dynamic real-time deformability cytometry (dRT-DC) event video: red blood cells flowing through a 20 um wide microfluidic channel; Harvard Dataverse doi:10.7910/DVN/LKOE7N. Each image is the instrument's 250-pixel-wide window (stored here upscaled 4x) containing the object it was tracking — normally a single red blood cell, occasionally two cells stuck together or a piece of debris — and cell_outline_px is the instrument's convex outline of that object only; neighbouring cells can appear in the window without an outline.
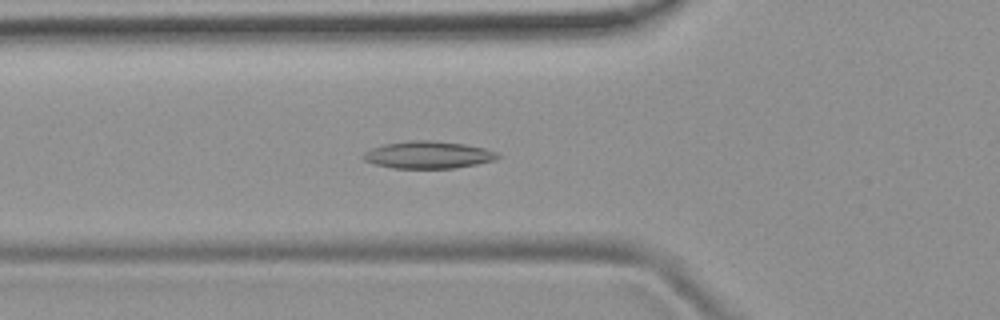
{"species": "common noctule bat (a hibernating species)", "species_latin": "Nyctalus noctula", "temperature_condition": "room temperature", "stored_images_in_passage": 25, "camera_frame_rate_fps": 3000, "um_per_image_px": 0.085, "animal": {"sex": "female", "body_mass_g": 19.9}, "frame": {"image": 1, "passage_image": 18, "time_ms": 5.667, "image_size_px": [1000, 320], "cell_outline_px": [[500, 156], [496, 160], [456, 168], [392, 168], [376, 164], [364, 160], [364, 152], [372, 148], [384, 144], [412, 140], [432, 140], [464, 144], [484, 148], [496, 152]], "centroid_in_image_um": [36.41, 13.16], "position_along_channel_um": 89.4, "area_um2": 21.21}}
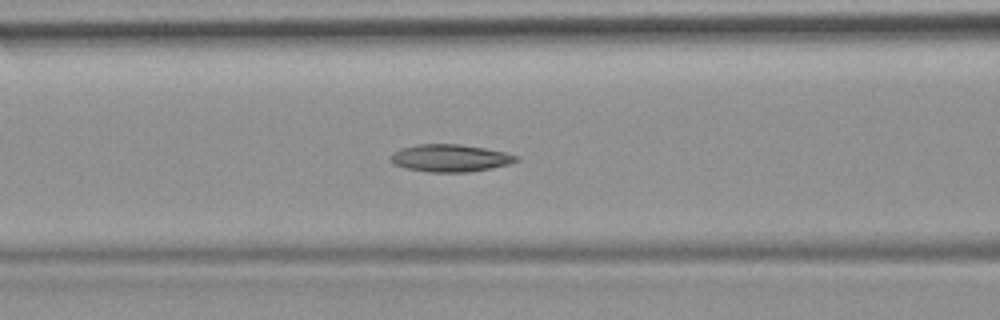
{"frame": {"image": 2, "passage_image": 21, "time_ms": 6.667, "image_size_px": [1000, 320], "cell_outline_px": [[520, 160], [512, 164], [492, 168], [468, 172], [428, 172], [404, 168], [392, 164], [388, 160], [392, 152], [400, 148], [416, 144], [460, 144], [484, 148], [504, 152], [520, 156]], "centroid_in_image_um": [38.24, 13.44], "position_along_channel_um": 128.4, "area_um2": 20.46}}
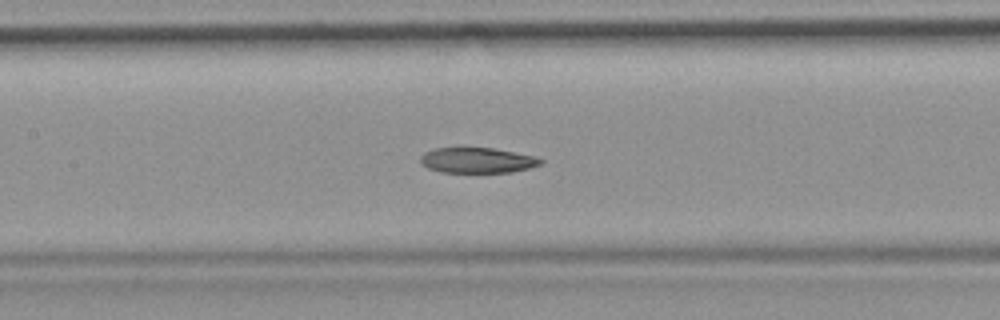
{"frame": {"image": 3, "passage_image": 24, "time_ms": 7.667, "image_size_px": [1000, 320], "cell_outline_px": [[544, 164], [512, 172], [440, 172], [428, 168], [420, 164], [420, 156], [424, 152], [432, 148], [492, 148], [536, 156], [544, 160]], "centroid_in_image_um": [40.56, 13.62], "position_along_channel_um": 166.8, "area_um2": 17.92}}